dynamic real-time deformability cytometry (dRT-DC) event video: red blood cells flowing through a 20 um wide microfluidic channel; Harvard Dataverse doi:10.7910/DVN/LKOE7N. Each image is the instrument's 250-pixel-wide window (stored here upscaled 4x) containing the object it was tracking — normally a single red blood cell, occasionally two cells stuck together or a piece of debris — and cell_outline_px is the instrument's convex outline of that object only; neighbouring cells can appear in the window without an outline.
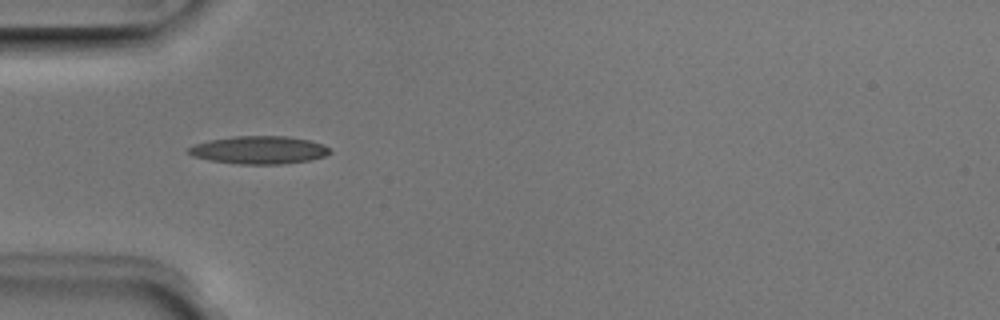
{"species": "Egyptian fruit bat (a non-hibernating species)", "species_latin": "Rousettus aegyptiacus", "temperature_condition": "room temperature", "stored_images_in_passage": 36, "camera_frame_rate_fps": 3000, "um_per_image_px": 0.085, "animal": {"sex": "male"}, "frame": {"image": 1, "passage_image": 1, "time_ms": 0.0, "image_size_px": [1000, 320], "cell_outline_px": [[332, 152], [324, 156], [308, 160], [280, 164], [240, 164], [208, 160], [192, 156], [188, 152], [188, 148], [196, 144], [208, 140], [232, 136], [288, 136], [308, 140], [324, 144]], "centroid_in_image_um": [22.0, 12.74], "position_along_channel_um": 63.0, "area_um2": 22.89}}
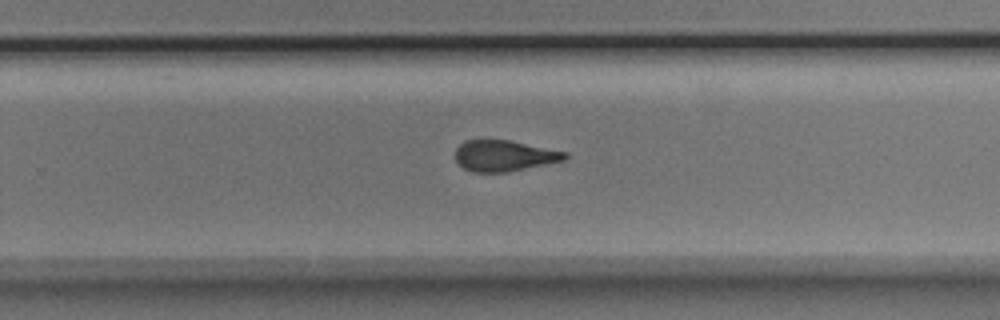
{"frame": {"image": 2, "passage_image": 18, "time_ms": 5.667, "image_size_px": [1000, 320], "cell_outline_px": [[568, 156], [564, 160], [508, 172], [472, 172], [464, 168], [456, 160], [456, 148], [464, 140], [512, 140], [568, 152]], "centroid_in_image_um": [42.87, 13.23], "position_along_channel_um": 286.9, "area_um2": 19.83}}
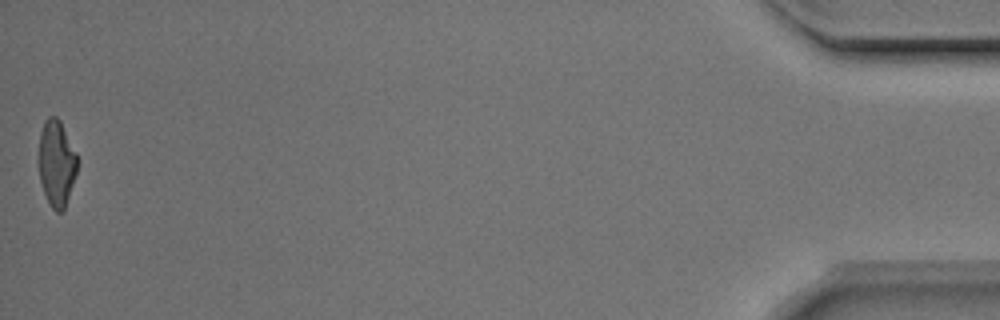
{"frame": {"image": 3, "passage_image": 36, "time_ms": 11.667, "image_size_px": [1000, 320], "cell_outline_px": [[80, 160], [64, 208], [60, 212], [56, 212], [52, 208], [44, 192], [40, 180], [40, 132], [44, 120], [48, 116], [56, 116], [60, 120]], "centroid_in_image_um": [4.83, 13.82], "position_along_channel_um": 430.4, "area_um2": 19.07}, "authors_computed_cell_mechanics": {"area_um2": 20.9236, "velocity_mm_per_s": 3.985, "shape_relaxation_time_tau1_ms": 5.6263, "shape_relaxation_time_tau2_ms": 2.1753, "deformation_change_tau1": 0.1795, "deformation_change_tau2": 0.1181}}